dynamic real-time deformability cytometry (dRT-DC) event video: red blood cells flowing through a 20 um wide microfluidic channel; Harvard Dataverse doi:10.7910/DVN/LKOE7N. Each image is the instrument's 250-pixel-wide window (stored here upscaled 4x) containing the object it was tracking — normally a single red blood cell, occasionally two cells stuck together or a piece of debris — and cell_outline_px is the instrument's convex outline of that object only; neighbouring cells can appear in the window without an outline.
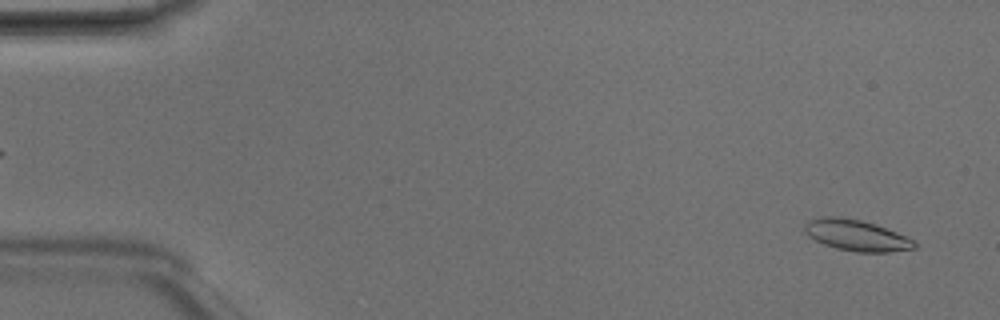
{"species": "Egyptian fruit bat (a non-hibernating species)", "species_latin": "Rousettus aegyptiacus", "temperature_condition": "room temperature", "stored_images_in_passage": 4, "camera_frame_rate_fps": 3000, "um_per_image_px": 0.085, "animal": {"sex": "male"}, "frame": {"image": 1, "passage_image": 4, "time_ms": 1.0, "image_size_px": [1000, 320], "cell_outline_px": [[916, 248], [888, 252], [856, 252], [836, 248], [824, 244], [808, 236], [804, 232], [804, 224], [808, 220], [820, 216], [844, 216], [876, 224], [896, 232], [912, 240], [916, 244]], "centroid_in_image_um": [72.74, 19.98], "position_along_channel_um": 12.3, "area_um2": 19.94}}